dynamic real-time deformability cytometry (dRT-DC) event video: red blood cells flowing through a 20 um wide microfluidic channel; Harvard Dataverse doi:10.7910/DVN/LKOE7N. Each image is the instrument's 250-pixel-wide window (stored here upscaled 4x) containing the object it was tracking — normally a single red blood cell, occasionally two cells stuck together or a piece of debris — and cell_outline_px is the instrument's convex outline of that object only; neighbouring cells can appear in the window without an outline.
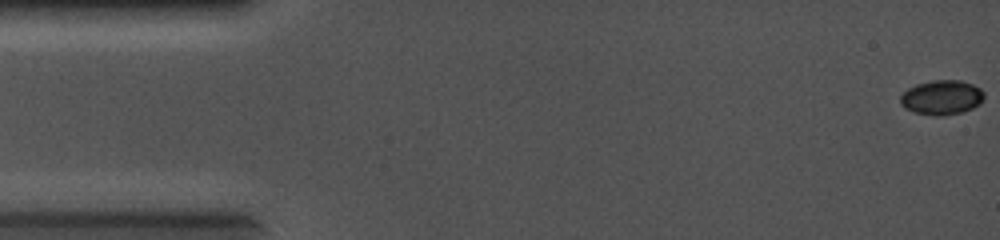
{"species": "common noctule bat (a hibernating species)", "species_latin": "Nyctalus noctula", "temperature_condition": "cold", "stored_images_in_passage": 67, "camera_frame_rate_fps": 5000, "um_per_image_px": 0.085, "animal": {"sex": "female", "body_mass_g": 19.0, "forearm_length_mm": 56.7}, "frame": {"image": 1, "passage_image": 1, "time_ms": 0.0, "image_size_px": [1000, 240], "cell_outline_px": [[984, 96], [980, 104], [972, 108], [960, 112], [940, 116], [936, 116], [916, 112], [904, 108], [900, 104], [900, 96], [908, 88], [916, 84], [932, 80], [960, 80], [972, 84], [980, 88], [984, 92]], "centroid_in_image_um": [80.04, 8.27], "position_along_channel_um": 5.0, "area_um2": 16.82}}
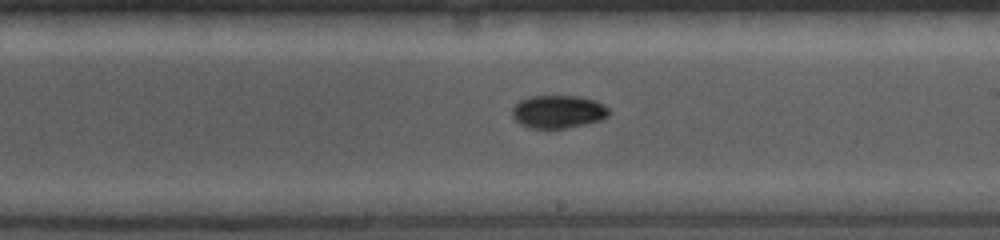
{"frame": {"image": 2, "passage_image": 39, "time_ms": 7.6, "image_size_px": [1000, 240], "cell_outline_px": [[608, 116], [600, 120], [568, 128], [548, 132], [528, 128], [520, 124], [512, 116], [512, 108], [520, 100], [528, 96], [576, 96], [596, 100], [604, 104], [608, 108]], "centroid_in_image_um": [47.4, 9.53], "position_along_channel_um": 241.6, "area_um2": 19.19}}
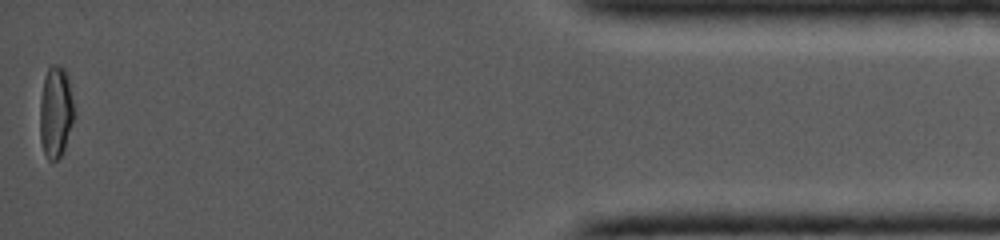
{"frame": {"image": 3, "passage_image": 66, "time_ms": 13.0, "image_size_px": [1000, 240], "cell_outline_px": [[72, 124], [64, 152], [56, 160], [48, 160], [44, 152], [40, 140], [40, 96], [44, 76], [48, 68], [52, 64], [60, 64], [68, 72], [72, 100]], "centroid_in_image_um": [4.71, 9.48], "position_along_channel_um": 430.5, "area_um2": 18.38}}